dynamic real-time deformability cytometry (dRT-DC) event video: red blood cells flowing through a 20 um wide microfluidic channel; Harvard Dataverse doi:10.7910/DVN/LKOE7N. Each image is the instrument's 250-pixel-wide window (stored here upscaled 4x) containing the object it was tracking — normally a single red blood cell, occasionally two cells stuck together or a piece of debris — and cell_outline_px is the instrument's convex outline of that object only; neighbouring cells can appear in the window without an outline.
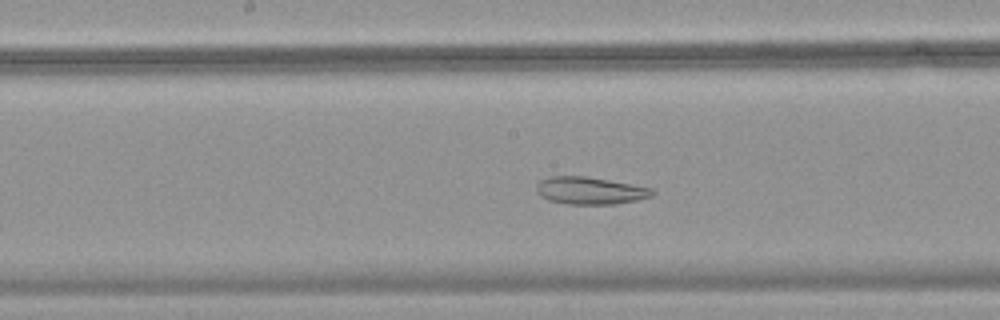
{"species": "common noctule bat (a hibernating species)", "species_latin": "Nyctalus noctula", "temperature_condition": "warm", "stored_images_in_passage": 46, "camera_frame_rate_fps": 3000, "um_per_image_px": 0.085, "animal": {"sex": "female", "body_mass_g": 18.4}, "frame": {"image": 1, "passage_image": 23, "time_ms": 7.333, "image_size_px": [1000, 320], "cell_outline_px": [[656, 192], [652, 196], [636, 200], [616, 204], [564, 204], [548, 200], [540, 196], [536, 192], [536, 184], [540, 180], [552, 176], [584, 176], [632, 184], [652, 188]], "centroid_in_image_um": [50.13, 16.21], "position_along_channel_um": 198.1, "area_um2": 18.55}}
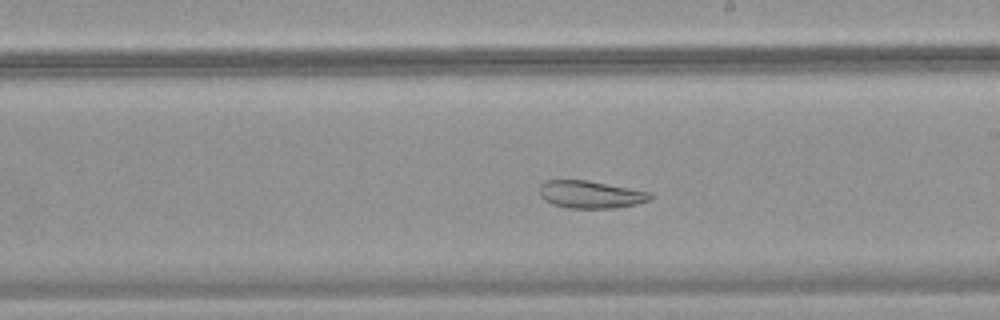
{"frame": {"image": 2, "passage_image": 26, "time_ms": 8.333, "image_size_px": [1000, 320], "cell_outline_px": [[652, 196], [648, 200], [636, 204], [616, 208], [568, 208], [552, 204], [544, 200], [540, 196], [540, 184], [544, 180], [588, 180], [652, 192]], "centroid_in_image_um": [50.18, 16.52], "position_along_channel_um": 238.8, "area_um2": 17.86}}
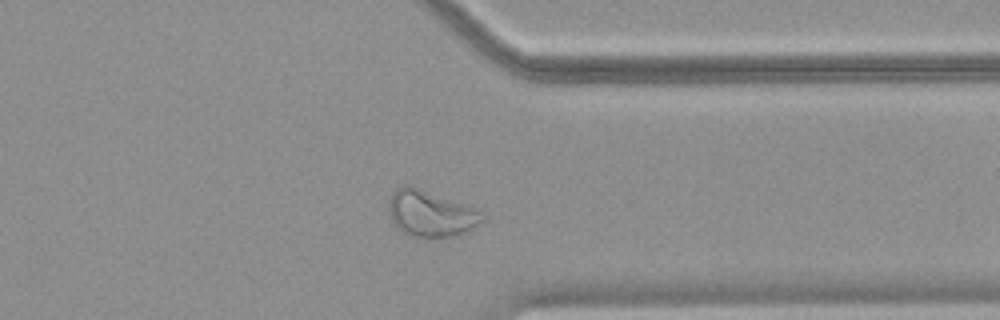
{"frame": {"image": 3, "passage_image": 36, "time_ms": 11.667, "image_size_px": [1000, 320], "cell_outline_px": [[484, 220], [472, 228], [452, 236], [428, 240], [408, 236], [392, 220], [388, 208], [388, 204], [392, 192], [396, 188], [408, 184], [476, 208], [484, 216]], "centroid_in_image_um": [36.58, 18.17], "position_along_channel_um": 374.8, "area_um2": 25.26}}